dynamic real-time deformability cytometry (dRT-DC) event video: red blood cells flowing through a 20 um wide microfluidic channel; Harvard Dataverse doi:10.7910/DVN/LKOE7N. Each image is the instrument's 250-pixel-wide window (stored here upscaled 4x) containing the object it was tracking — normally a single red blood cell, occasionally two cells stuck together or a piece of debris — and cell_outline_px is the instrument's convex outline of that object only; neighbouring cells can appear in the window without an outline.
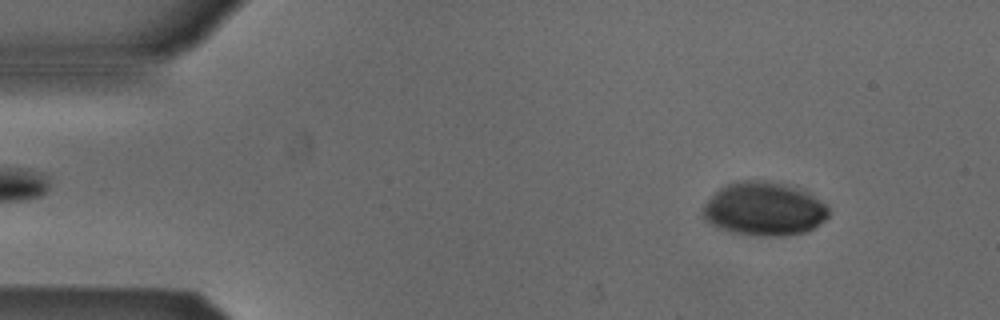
{"species": "Egyptian fruit bat (a non-hibernating species)", "species_latin": "Rousettus aegyptiacus", "temperature_condition": "cold", "stored_images_in_passage": 50, "camera_frame_rate_fps": 3000, "um_per_image_px": 0.085, "animal": {"sex": "male"}, "frame": {"image": 1, "passage_image": 4, "time_ms": 1.0, "image_size_px": [1000, 320], "cell_outline_px": [[832, 212], [824, 220], [812, 228], [804, 232], [784, 236], [756, 236], [732, 232], [720, 228], [704, 220], [704, 204], [720, 188], [736, 180], [764, 180], [784, 184], [796, 188], [828, 204]], "centroid_in_image_um": [64.96, 17.76], "position_along_channel_um": 20.0, "area_um2": 39.07}}
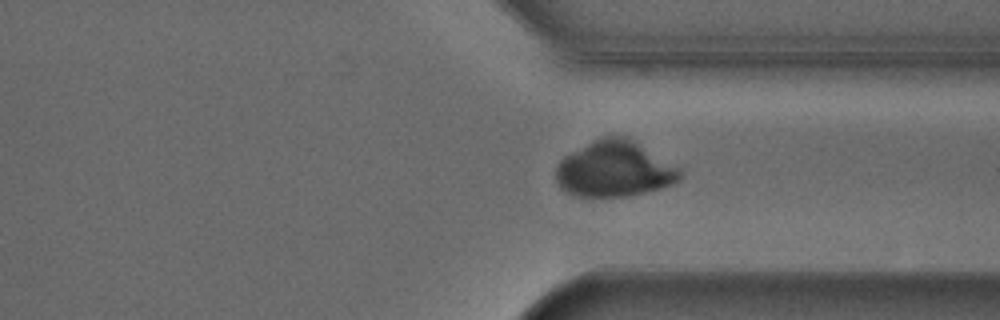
{"frame": {"image": 2, "passage_image": 37, "time_ms": 12.0, "image_size_px": [1000, 320], "cell_outline_px": [[684, 172], [680, 180], [664, 188], [628, 196], [572, 196], [560, 188], [556, 184], [556, 168], [560, 160], [564, 156], [592, 140], [604, 136], [628, 136], [680, 168]], "centroid_in_image_um": [52.24, 14.37], "position_along_channel_um": 359.2, "area_um2": 40.81}}
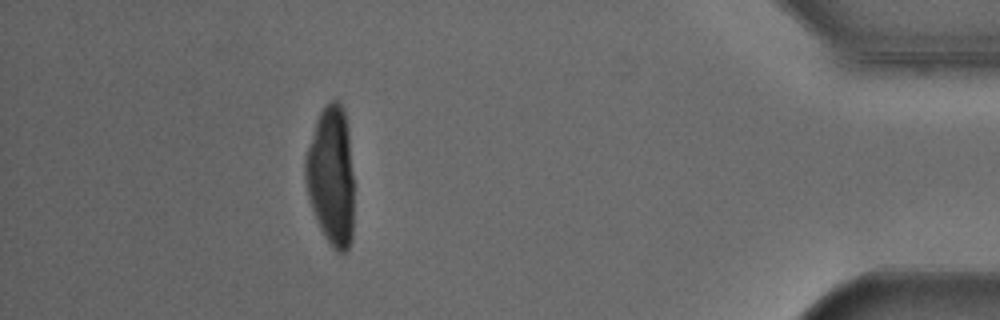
{"frame": {"image": 3, "passage_image": 45, "time_ms": 14.667, "image_size_px": [1000, 320], "cell_outline_px": [[352, 240], [348, 248], [344, 252], [336, 252], [332, 248], [324, 236], [320, 228], [312, 208], [308, 196], [304, 176], [304, 160], [316, 120], [324, 104], [332, 100], [340, 100], [344, 108], [348, 128], [352, 172]], "centroid_in_image_um": [28.14, 14.93], "position_along_channel_um": 407.1, "area_um2": 39.54}}